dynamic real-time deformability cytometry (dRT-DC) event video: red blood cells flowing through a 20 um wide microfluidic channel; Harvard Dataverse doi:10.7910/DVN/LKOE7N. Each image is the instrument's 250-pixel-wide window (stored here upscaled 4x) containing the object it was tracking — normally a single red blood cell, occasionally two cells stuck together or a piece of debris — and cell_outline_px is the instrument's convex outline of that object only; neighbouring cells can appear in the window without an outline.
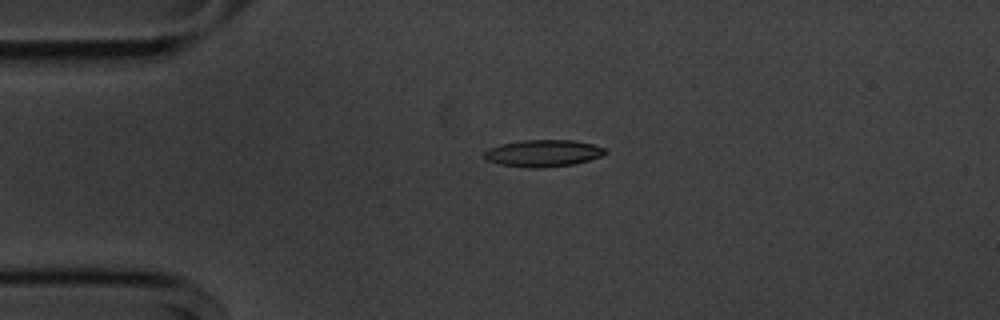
{"species": "common noctule bat (a hibernating species)", "species_latin": "Nyctalus noctula", "temperature_condition": "cold", "stored_images_in_passage": 44, "camera_frame_rate_fps": 3000, "um_per_image_px": 0.085, "animal": {"sex": "male", "body_mass_g": 20.1, "forearm_length_mm": 53.5}, "frame": {"image": 1, "passage_image": 1, "time_ms": 0.0, "image_size_px": [1000, 320], "cell_outline_px": [[608, 152], [600, 156], [588, 160], [572, 164], [540, 168], [536, 168], [500, 164], [484, 160], [484, 152], [488, 148], [504, 144], [524, 140], [572, 140], [592, 144], [604, 148]], "centroid_in_image_um": [46.15, 13.02], "position_along_channel_um": 38.9, "area_um2": 18.67}}
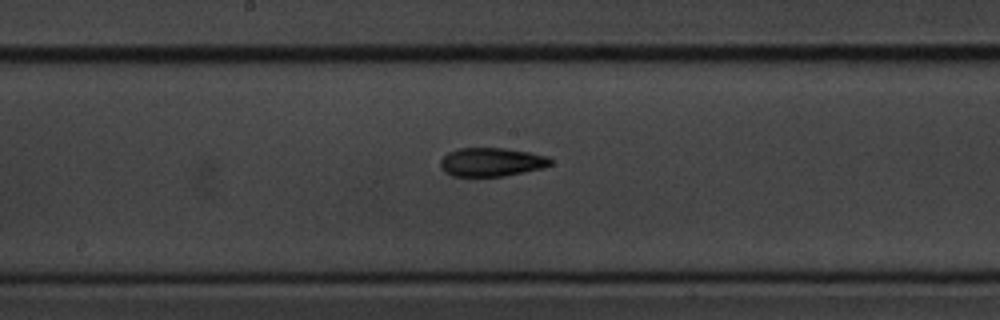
{"frame": {"image": 2, "passage_image": 17, "time_ms": 5.333, "image_size_px": [1000, 320], "cell_outline_px": [[552, 164], [544, 168], [504, 176], [452, 176], [444, 172], [440, 168], [440, 160], [448, 152], [460, 148], [504, 148], [528, 152], [548, 156], [552, 160]], "centroid_in_image_um": [41.77, 13.78], "position_along_channel_um": 206.4, "area_um2": 18.5}}
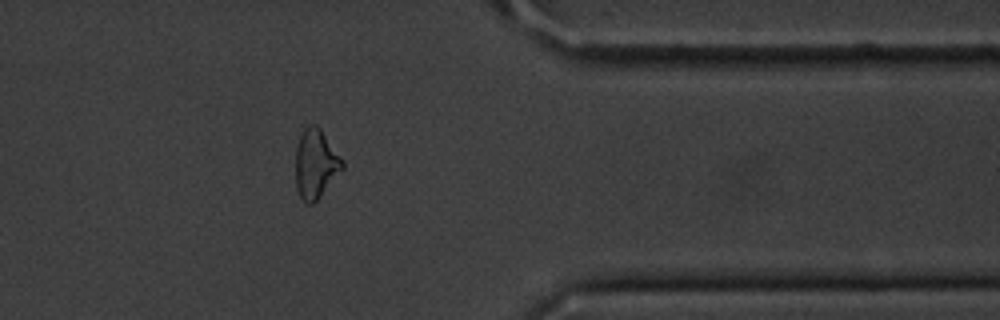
{"frame": {"image": 3, "passage_image": 33, "time_ms": 10.667, "image_size_px": [1000, 320], "cell_outline_px": [[344, 168], [320, 196], [312, 204], [308, 204], [300, 196], [296, 188], [296, 148], [300, 136], [304, 128], [312, 124], [316, 124], [320, 128], [344, 160]], "centroid_in_image_um": [26.84, 13.91], "position_along_channel_um": 384.6, "area_um2": 18.73}, "authors_computed_cell_mechanics": {"area_um2": 18.6405, "velocity_mm_per_s": 3.6139, "shape_relaxation_time_tau1_ms": 6.4061, "shape_relaxation_time_tau2_ms": 3.3881, "deformation_change_tau1": 0.1932, "deformation_change_tau2": 0.1078}}